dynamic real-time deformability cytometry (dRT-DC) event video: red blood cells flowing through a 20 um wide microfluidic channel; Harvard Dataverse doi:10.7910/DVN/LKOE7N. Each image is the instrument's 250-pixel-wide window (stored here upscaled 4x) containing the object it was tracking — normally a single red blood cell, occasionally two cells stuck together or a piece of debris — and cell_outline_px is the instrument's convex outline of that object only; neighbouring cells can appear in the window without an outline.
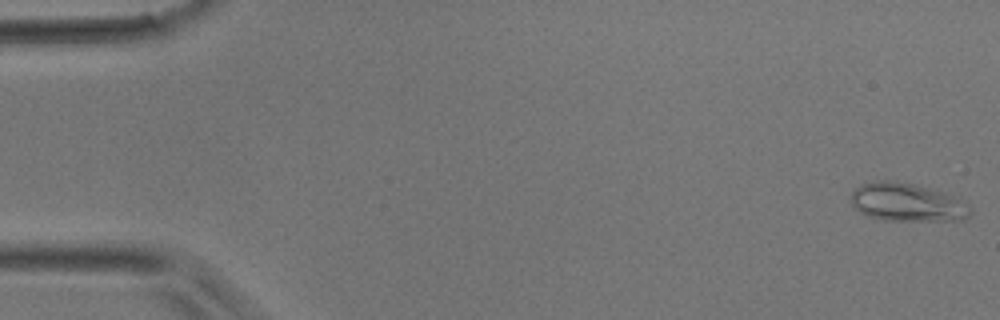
{"species": "common noctule bat (a hibernating species)", "species_latin": "Nyctalus noctula", "temperature_condition": "room temperature", "stored_images_in_passage": 23, "camera_frame_rate_fps": 3000, "um_per_image_px": 0.085, "animal": {"sex": "male", "body_mass_g": 17.9}, "frame": {"image": 1, "passage_image": 1, "time_ms": 0.0, "image_size_px": [1000, 320], "cell_outline_px": [[972, 212], [964, 220], [880, 220], [868, 216], [860, 212], [852, 204], [848, 196], [860, 184], [880, 180], [888, 180], [912, 184], [960, 196], [972, 208]], "centroid_in_image_um": [77.13, 17.2], "position_along_channel_um": 7.9, "area_um2": 26.93}}
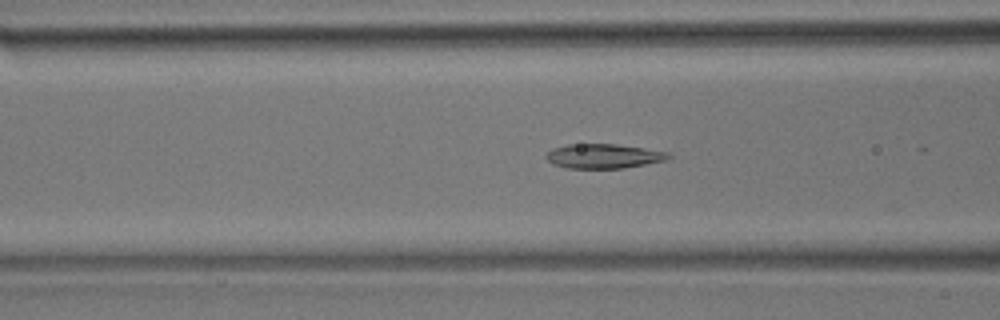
{"frame": {"image": 2, "passage_image": 18, "time_ms": 5.667, "image_size_px": [1000, 320], "cell_outline_px": [[672, 156], [668, 160], [624, 168], [564, 168], [552, 164], [544, 156], [552, 148], [568, 144], [616, 144], [644, 148], [668, 152]], "centroid_in_image_um": [51.3, 13.27], "position_along_channel_um": 115.3, "area_um2": 17.57}}
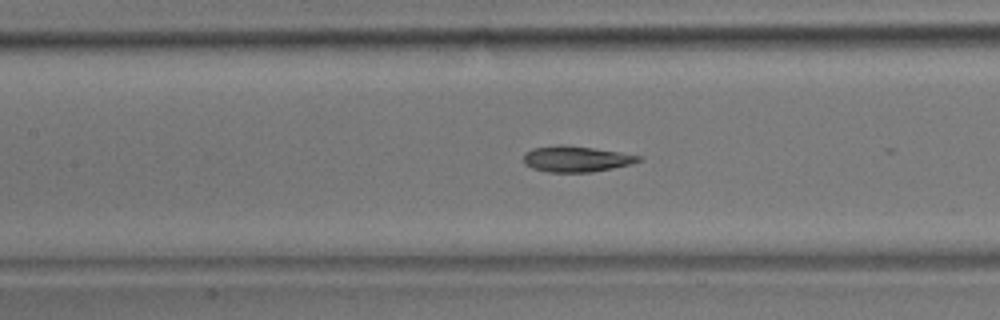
{"frame": {"image": 3, "passage_image": 21, "time_ms": 6.667, "image_size_px": [1000, 320], "cell_outline_px": [[644, 160], [632, 164], [592, 172], [548, 172], [532, 168], [524, 164], [524, 152], [532, 148], [556, 144], [564, 144], [620, 152], [644, 156]], "centroid_in_image_um": [48.99, 13.5], "position_along_channel_um": 158.4, "area_um2": 17.63}}